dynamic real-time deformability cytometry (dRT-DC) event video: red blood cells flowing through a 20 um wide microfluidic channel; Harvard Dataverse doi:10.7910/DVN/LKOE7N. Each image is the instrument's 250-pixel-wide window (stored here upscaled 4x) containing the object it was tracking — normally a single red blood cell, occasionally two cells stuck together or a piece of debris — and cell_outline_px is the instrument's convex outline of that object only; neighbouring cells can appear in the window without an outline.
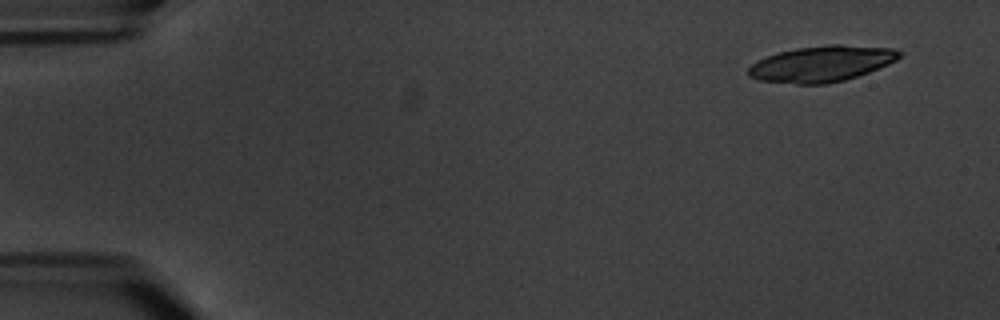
{"species": "common noctule bat (a hibernating species)", "species_latin": "Nyctalus noctula", "temperature_condition": "warm", "stored_images_in_passage": 6, "camera_frame_rate_fps": 3000, "um_per_image_px": 0.085, "animal": {"sex": "male", "body_mass_g": 20.1, "forearm_length_mm": 53.5}, "frame": {"image": 1, "passage_image": 2, "time_ms": 1.0, "image_size_px": [1000, 320], "cell_outline_px": [[904, 52], [896, 60], [888, 64], [868, 72], [844, 80], [828, 84], [796, 84], [760, 80], [748, 76], [748, 68], [756, 60], [780, 52], [796, 48], [828, 44], [840, 44], [892, 48]], "centroid_in_image_um": [69.84, 5.41], "position_along_channel_um": 15.2, "area_um2": 31.56}}